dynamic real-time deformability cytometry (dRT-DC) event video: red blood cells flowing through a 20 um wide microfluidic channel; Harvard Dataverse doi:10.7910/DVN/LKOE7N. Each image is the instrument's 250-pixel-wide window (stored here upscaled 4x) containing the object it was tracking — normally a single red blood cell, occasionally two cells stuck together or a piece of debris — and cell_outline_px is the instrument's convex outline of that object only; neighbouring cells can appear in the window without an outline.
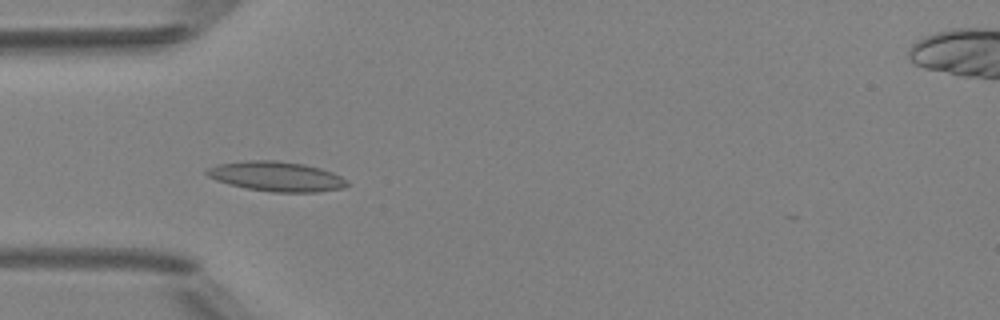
{"species": "Egyptian fruit bat (a non-hibernating species)", "species_latin": "Rousettus aegyptiacus", "temperature_condition": "room temperature", "stored_images_in_passage": 4, "camera_frame_rate_fps": 3000, "um_per_image_px": 0.085, "animal": {"sex": "female"}, "frame": {"image": 1, "passage_image": 4, "time_ms": 3.667, "image_size_px": [1000, 320], "cell_outline_px": [[348, 184], [344, 188], [320, 192], [272, 192], [248, 188], [228, 184], [216, 180], [208, 176], [204, 172], [208, 168], [220, 164], [248, 160], [276, 160], [304, 164], [320, 168], [332, 172], [348, 180]], "centroid_in_image_um": [23.53, 15.0], "position_along_channel_um": 61.5, "area_um2": 24.33}}